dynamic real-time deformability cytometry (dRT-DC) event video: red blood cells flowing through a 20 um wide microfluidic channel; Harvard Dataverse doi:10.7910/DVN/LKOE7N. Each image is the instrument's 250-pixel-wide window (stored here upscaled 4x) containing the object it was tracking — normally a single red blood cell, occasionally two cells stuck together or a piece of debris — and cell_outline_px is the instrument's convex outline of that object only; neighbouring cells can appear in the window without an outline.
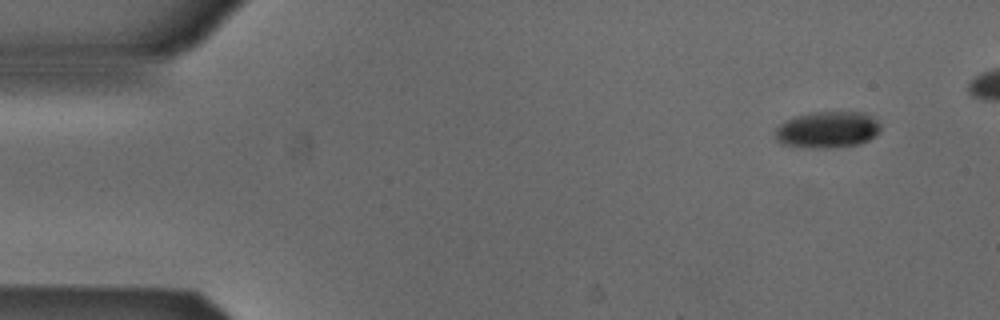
{"species": "Egyptian fruit bat (a non-hibernating species)", "species_latin": "Rousettus aegyptiacus", "temperature_condition": "cold", "stored_images_in_passage": 5, "camera_frame_rate_fps": 3000, "um_per_image_px": 0.085, "animal": {"sex": "male"}, "frame": {"image": 1, "passage_image": 1, "time_ms": 0.0, "image_size_px": [1000, 320], "cell_outline_px": [[880, 128], [876, 136], [860, 144], [828, 148], [824, 148], [784, 144], [776, 140], [776, 128], [780, 124], [796, 116], [812, 112], [864, 112], [876, 120], [880, 124]], "centroid_in_image_um": [70.37, 11.01], "position_along_channel_um": 14.6, "area_um2": 22.08}}